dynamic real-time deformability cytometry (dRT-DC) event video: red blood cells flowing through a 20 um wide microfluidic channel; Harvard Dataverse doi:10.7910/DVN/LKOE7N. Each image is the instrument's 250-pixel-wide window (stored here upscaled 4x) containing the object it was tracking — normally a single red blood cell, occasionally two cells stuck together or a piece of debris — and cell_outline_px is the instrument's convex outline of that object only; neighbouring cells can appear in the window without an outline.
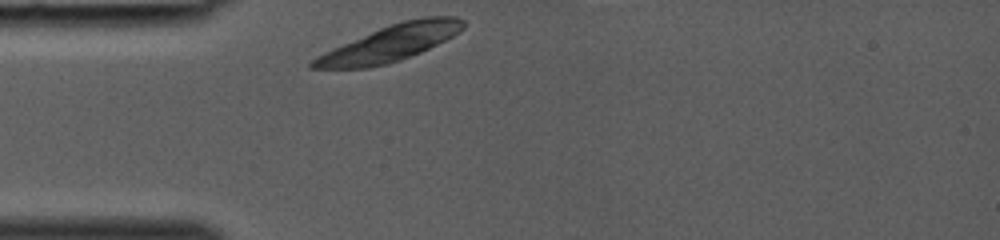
{"species": "common noctule bat (a hibernating species)", "species_latin": "Nyctalus noctula", "temperature_condition": "room temperature", "stored_images_in_passage": 6, "camera_frame_rate_fps": 3000, "um_per_image_px": 0.085, "animal": {"sex": "female", "body_mass_g": 19.0, "forearm_length_mm": 53.3}, "frame": {"image": 1, "passage_image": 1, "time_ms": 0.0, "image_size_px": [1000, 240], "cell_outline_px": [[464, 28], [460, 32], [420, 52], [400, 60], [388, 64], [368, 68], [308, 68], [308, 64], [316, 56], [332, 48], [380, 28], [404, 20], [424, 16], [456, 16], [464, 20]], "centroid_in_image_um": [33.16, 3.67], "position_along_channel_um": 51.8, "area_um2": 31.33}}